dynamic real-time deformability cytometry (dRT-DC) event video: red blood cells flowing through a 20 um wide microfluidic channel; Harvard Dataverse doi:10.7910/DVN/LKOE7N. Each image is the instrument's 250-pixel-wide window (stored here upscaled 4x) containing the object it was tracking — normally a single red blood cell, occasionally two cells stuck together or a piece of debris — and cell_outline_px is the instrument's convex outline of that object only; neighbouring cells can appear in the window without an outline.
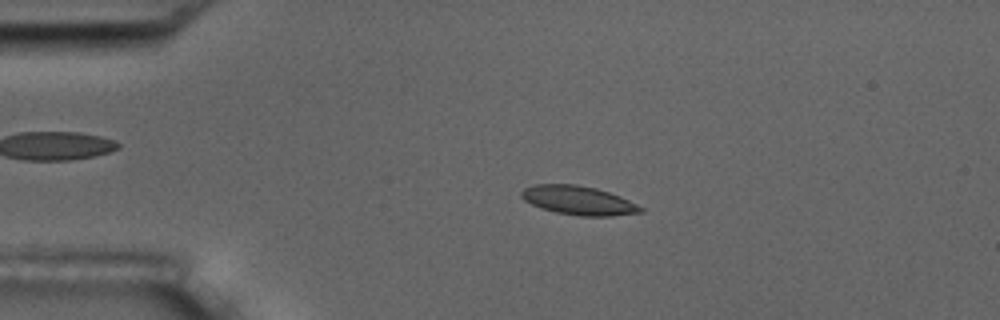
{"species": "common noctule bat (a hibernating species)", "species_latin": "Nyctalus noctula", "temperature_condition": "room temperature", "stored_images_in_passage": 3, "camera_frame_rate_fps": 3000, "um_per_image_px": 0.085, "animal": {"sex": "male", "body_mass_g": 17.5, "forearm_length_mm": 52.3}, "frame": {"image": 1, "passage_image": 2, "time_ms": 1.0, "image_size_px": [1000, 320], "cell_outline_px": [[644, 212], [612, 216], [580, 216], [556, 212], [540, 208], [524, 200], [520, 196], [520, 192], [524, 188], [536, 184], [576, 184], [596, 188], [620, 196], [644, 208]], "centroid_in_image_um": [49.16, 17.03], "position_along_channel_um": 35.8, "area_um2": 20.11}}